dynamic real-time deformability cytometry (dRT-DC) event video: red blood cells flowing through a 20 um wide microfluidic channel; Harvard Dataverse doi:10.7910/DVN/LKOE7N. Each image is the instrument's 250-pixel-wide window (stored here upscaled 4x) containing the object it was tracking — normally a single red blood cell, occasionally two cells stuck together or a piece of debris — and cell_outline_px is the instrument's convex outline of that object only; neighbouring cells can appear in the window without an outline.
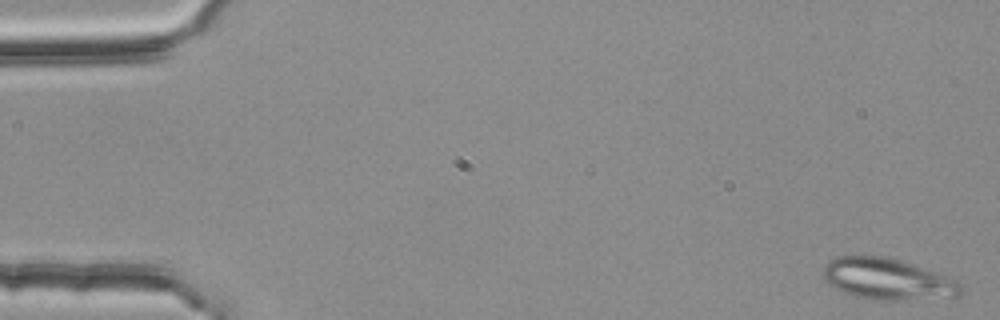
{"species": "common noctule bat (a hibernating species)", "species_latin": "Nyctalus noctula", "temperature_condition": "room temperature", "stored_images_in_passage": 4, "segment_of_instrument_passage": [2, 2], "camera_frame_rate_fps": 3000, "um_per_image_px": 0.085, "animal": {"sex": "female", "body_mass_g": 25.1}, "frame": {"image": 1, "passage_image": 4, "time_ms": 1.0, "image_size_px": [1000, 320], "cell_outline_px": [[964, 292], [960, 296], [896, 300], [868, 300], [832, 288], [824, 280], [824, 264], [828, 260], [836, 256], [864, 252], [888, 256], [948, 276], [956, 280], [964, 288]], "centroid_in_image_um": [75.38, 23.67], "position_along_channel_um": 9.6, "area_um2": 34.16}}